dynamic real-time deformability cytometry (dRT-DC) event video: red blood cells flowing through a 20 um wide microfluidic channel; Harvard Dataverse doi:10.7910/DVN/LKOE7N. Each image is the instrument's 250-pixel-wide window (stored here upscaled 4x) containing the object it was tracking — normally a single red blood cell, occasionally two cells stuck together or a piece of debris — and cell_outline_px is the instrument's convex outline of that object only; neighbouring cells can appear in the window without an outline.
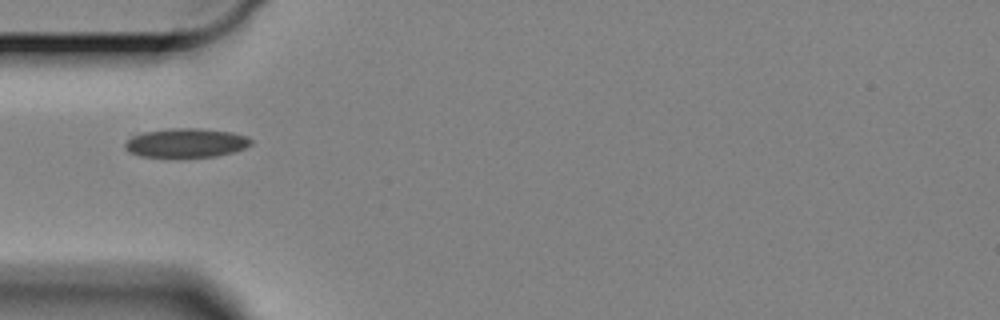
{"species": "Egyptian fruit bat (a non-hibernating species)", "species_latin": "Rousettus aegyptiacus", "temperature_condition": "cold", "stored_images_in_passage": 43, "camera_frame_rate_fps": 3000, "um_per_image_px": 0.085, "animal": {"sex": "female"}, "frame": {"image": 1, "passage_image": 1, "time_ms": 0.0, "image_size_px": [1000, 320], "cell_outline_px": [[252, 144], [244, 148], [232, 152], [216, 156], [140, 156], [128, 152], [124, 148], [124, 144], [136, 132], [168, 128], [200, 128], [232, 132], [248, 136], [252, 140]], "centroid_in_image_um": [15.78, 12.11], "position_along_channel_um": 69.2, "area_um2": 21.44}}
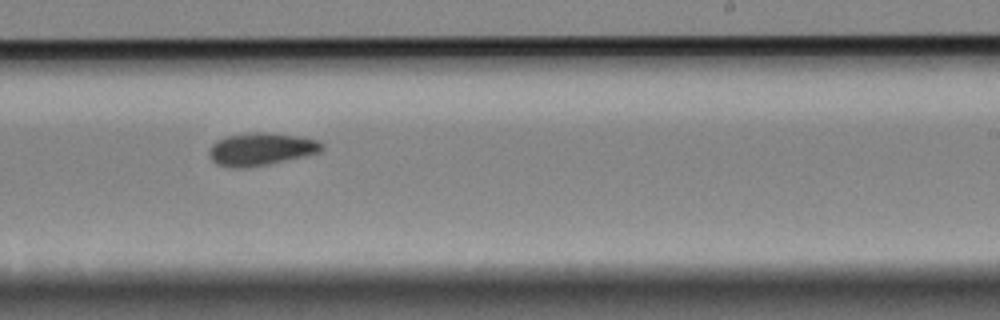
{"frame": {"image": 2, "passage_image": 19, "time_ms": 6.0, "image_size_px": [1000, 320], "cell_outline_px": [[324, 148], [320, 152], [304, 156], [268, 164], [248, 168], [228, 168], [216, 164], [212, 160], [208, 152], [212, 144], [216, 140], [224, 136], [248, 132], [260, 132], [300, 136], [316, 140], [324, 144]], "centroid_in_image_um": [22.15, 12.68], "position_along_channel_um": 266.9, "area_um2": 21.68}}
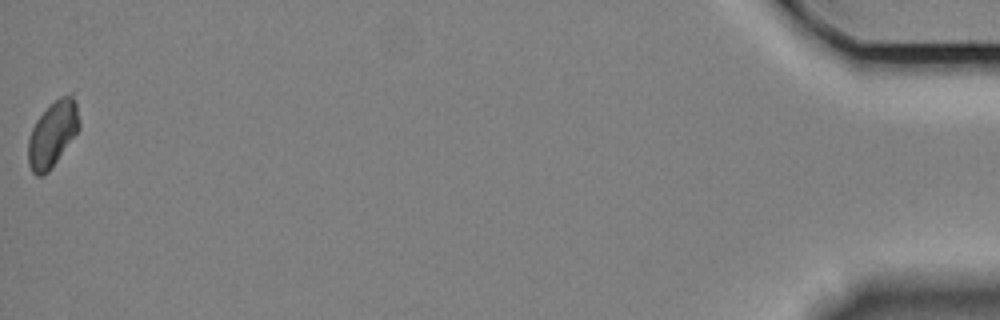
{"frame": {"image": 3, "passage_image": 43, "time_ms": 14.0, "image_size_px": [1000, 320], "cell_outline_px": [[80, 128], [48, 172], [40, 176], [36, 176], [32, 172], [28, 164], [28, 140], [32, 128], [36, 120], [60, 96], [72, 92], [76, 104], [80, 120]], "centroid_in_image_um": [4.48, 11.39], "position_along_channel_um": 430.7, "area_um2": 19.31}, "authors_computed_cell_mechanics": {"area_um2": 20.6346, "velocity_mm_per_s": 3.2777, "shape_relaxation_time_tau1_ms": 7.7837, "shape_relaxation_time_tau2_ms": null, "deformation_change_tau1": 0.0948, "deformation_change_tau2": null}}